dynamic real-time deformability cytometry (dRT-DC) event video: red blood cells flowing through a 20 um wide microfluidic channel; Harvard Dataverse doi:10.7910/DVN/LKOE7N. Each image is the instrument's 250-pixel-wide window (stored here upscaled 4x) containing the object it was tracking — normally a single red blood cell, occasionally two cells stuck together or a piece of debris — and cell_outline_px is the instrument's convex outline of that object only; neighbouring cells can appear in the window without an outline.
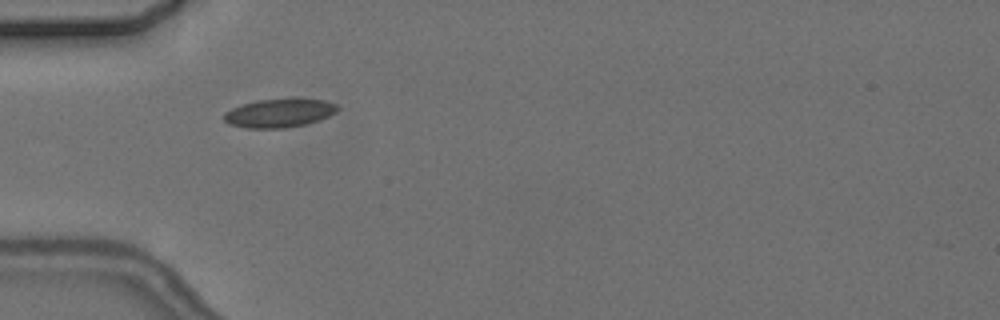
{"species": "common noctule bat (a hibernating species)", "species_latin": "Nyctalus noctula", "temperature_condition": "cold", "stored_images_in_passage": 5, "camera_frame_rate_fps": 3000, "um_per_image_px": 0.085, "animal": {"sex": "female", "body_mass_g": 24.6, "forearm_length_mm": 56.2}, "frame": {"image": 1, "passage_image": 1, "time_ms": 0.0, "image_size_px": [1000, 320], "cell_outline_px": [[340, 108], [336, 112], [320, 120], [304, 124], [284, 128], [244, 128], [228, 124], [224, 120], [224, 112], [232, 108], [256, 100], [324, 100], [336, 104]], "centroid_in_image_um": [23.71, 9.63], "position_along_channel_um": 61.3, "area_um2": 18.55}}
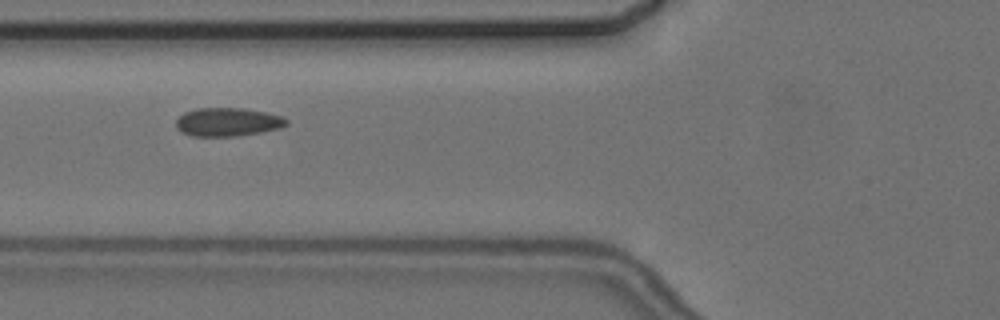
{"frame": {"image": 2, "passage_image": 2, "time_ms": 1.333, "image_size_px": [1000, 320], "cell_outline_px": [[288, 124], [280, 128], [260, 132], [236, 136], [192, 136], [180, 132], [176, 128], [176, 120], [184, 112], [196, 108], [244, 108], [264, 112], [280, 116], [288, 120]], "centroid_in_image_um": [19.32, 10.37], "position_along_channel_um": 106.5, "area_um2": 18.32}}
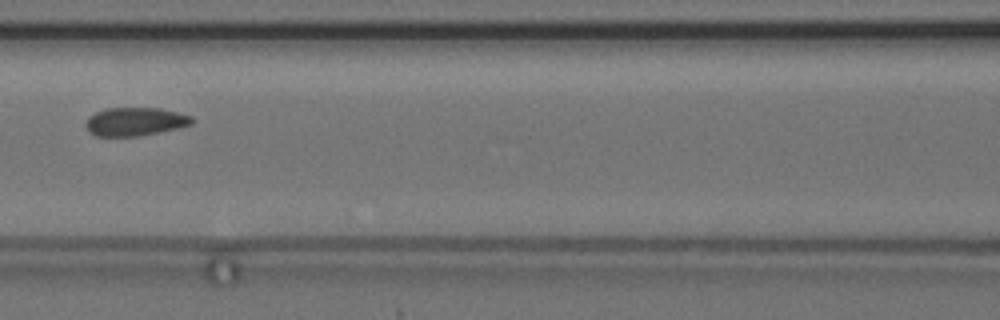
{"frame": {"image": 3, "passage_image": 3, "time_ms": 2.667, "image_size_px": [1000, 320], "cell_outline_px": [[196, 120], [192, 124], [160, 132], [140, 136], [96, 136], [88, 132], [84, 124], [88, 116], [96, 112], [108, 108], [160, 108], [192, 116]], "centroid_in_image_um": [11.47, 10.34], "position_along_channel_um": 155.1, "area_um2": 17.69}}